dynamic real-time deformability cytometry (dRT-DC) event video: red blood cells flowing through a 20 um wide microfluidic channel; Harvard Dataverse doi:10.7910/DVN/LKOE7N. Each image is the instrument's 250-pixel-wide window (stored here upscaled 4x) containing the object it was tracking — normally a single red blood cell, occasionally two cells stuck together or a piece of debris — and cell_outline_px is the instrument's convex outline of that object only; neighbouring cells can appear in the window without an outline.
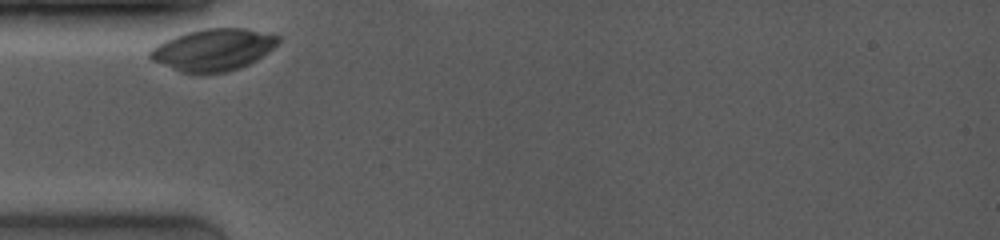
{"species": "common noctule bat (a hibernating species)", "species_latin": "Nyctalus noctula", "temperature_condition": "room temperature", "stored_images_in_passage": 7, "camera_frame_rate_fps": 4000, "um_per_image_px": 0.085, "animal": {"sex": "female", "body_mass_g": 19.0, "forearm_length_mm": 53.3}, "frame": {"image": 1, "passage_image": 1, "time_ms": 0.0, "image_size_px": [1000, 240], "cell_outline_px": [[280, 40], [268, 52], [256, 60], [240, 68], [224, 72], [180, 72], [152, 60], [148, 56], [148, 52], [152, 48], [176, 36], [188, 32], [204, 28], [244, 28], [280, 36]], "centroid_in_image_um": [18.14, 4.22], "position_along_channel_um": 66.9, "area_um2": 30.69}}